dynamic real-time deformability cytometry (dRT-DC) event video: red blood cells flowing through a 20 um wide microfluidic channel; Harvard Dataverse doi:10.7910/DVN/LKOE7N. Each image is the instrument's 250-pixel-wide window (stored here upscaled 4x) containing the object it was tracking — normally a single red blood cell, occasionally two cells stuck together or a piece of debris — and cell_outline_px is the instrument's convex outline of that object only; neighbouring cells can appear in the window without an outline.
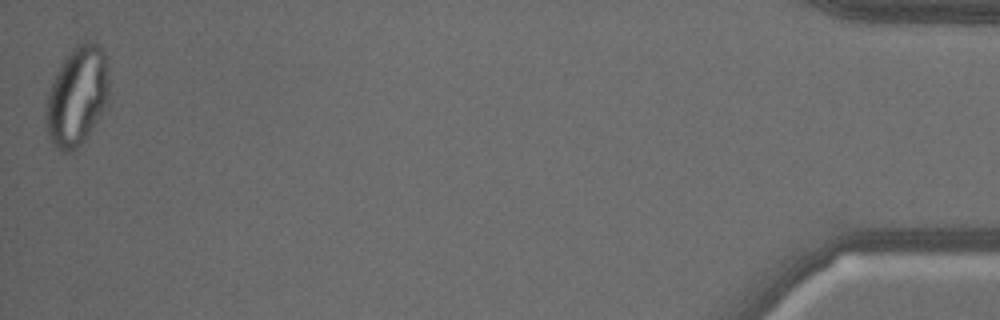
{"species": "common noctule bat (a hibernating species)", "species_latin": "Nyctalus noctula", "temperature_condition": "warm", "stored_images_in_passage": 52, "camera_frame_rate_fps": 3000, "um_per_image_px": 0.085, "animal": {"sex": "male", "body_mass_g": 18.8}, "frame": {"image": 1, "passage_image": 52, "time_ms": 17.0, "image_size_px": [1000, 320], "cell_outline_px": [[108, 100], [84, 140], [72, 152], [60, 152], [56, 148], [48, 136], [44, 120], [44, 104], [48, 92], [56, 72], [60, 64], [68, 52], [76, 44], [84, 40], [96, 40], [104, 48], [108, 56]], "centroid_in_image_um": [6.53, 8.09], "position_along_channel_um": 428.7, "area_um2": 37.28}}